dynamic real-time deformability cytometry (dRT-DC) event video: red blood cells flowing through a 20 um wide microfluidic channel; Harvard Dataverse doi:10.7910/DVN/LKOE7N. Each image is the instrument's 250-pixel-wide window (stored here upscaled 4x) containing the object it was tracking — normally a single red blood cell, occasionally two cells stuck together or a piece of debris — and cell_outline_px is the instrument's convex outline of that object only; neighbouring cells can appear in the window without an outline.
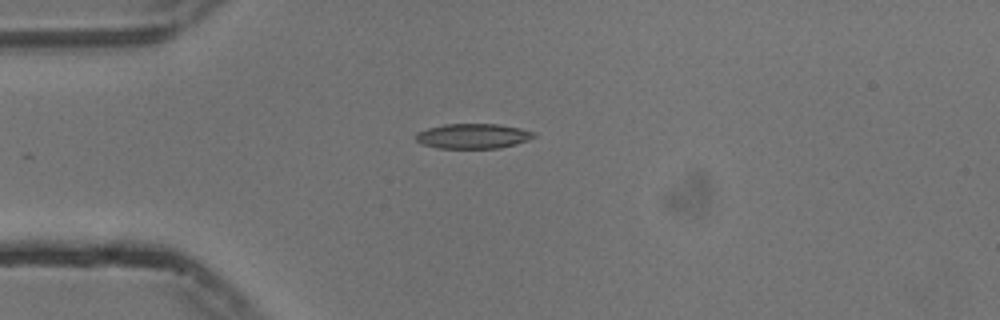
{"species": "common noctule bat (a hibernating species)", "species_latin": "Nyctalus noctula", "temperature_condition": "cold", "stored_images_in_passage": 42, "camera_frame_rate_fps": 3000, "um_per_image_px": 0.085, "animal": {"sex": "male", "body_mass_g": 13.3}, "frame": {"image": 1, "passage_image": 1, "time_ms": 0.0, "image_size_px": [1000, 320], "cell_outline_px": [[536, 136], [528, 140], [516, 144], [500, 148], [436, 148], [420, 144], [416, 140], [416, 132], [428, 128], [444, 124], [496, 124], [520, 128], [532, 132]], "centroid_in_image_um": [40.16, 11.57], "position_along_channel_um": 44.8, "area_um2": 17.17}}
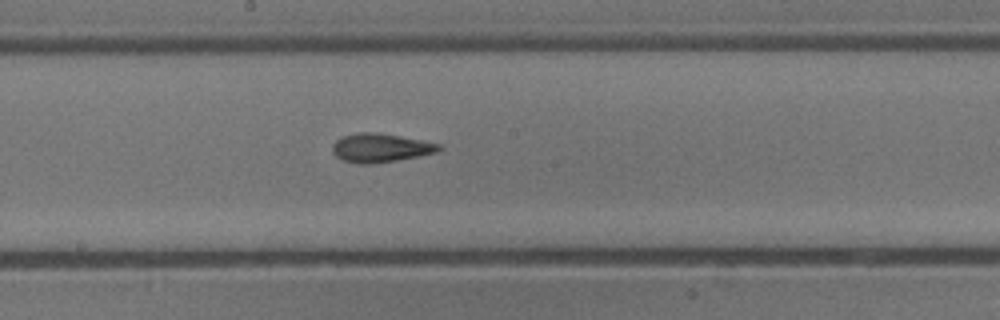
{"frame": {"image": 2, "passage_image": 16, "time_ms": 5.0, "image_size_px": [1000, 320], "cell_outline_px": [[444, 148], [440, 152], [396, 160], [372, 164], [360, 164], [344, 160], [336, 156], [332, 152], [332, 144], [336, 140], [344, 136], [360, 132], [376, 132], [400, 136], [440, 144]], "centroid_in_image_um": [32.36, 12.57], "position_along_channel_um": 215.8, "area_um2": 17.8}}
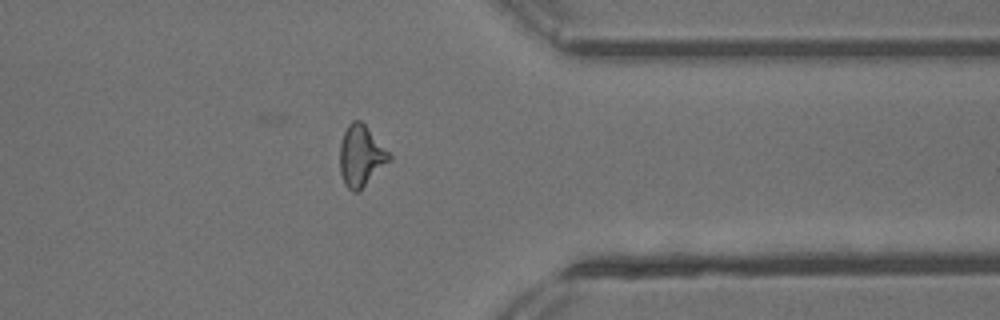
{"frame": {"image": 3, "passage_image": 30, "time_ms": 9.667, "image_size_px": [1000, 320], "cell_outline_px": [[392, 160], [356, 192], [352, 192], [344, 184], [340, 172], [340, 144], [344, 132], [348, 124], [352, 120], [360, 120], [364, 124], [392, 156]], "centroid_in_image_um": [30.67, 13.25], "position_along_channel_um": 380.7, "area_um2": 17.34}, "authors_computed_cell_mechanics": {"area_um2": 17.3111, "velocity_mm_per_s": 3.7603, "shape_relaxation_time_tau1_ms": 5.1607, "shape_relaxation_time_tau2_ms": 3.5163, "deformation_change_tau1": 0.1539, "deformation_change_tau2": 0.1296}}